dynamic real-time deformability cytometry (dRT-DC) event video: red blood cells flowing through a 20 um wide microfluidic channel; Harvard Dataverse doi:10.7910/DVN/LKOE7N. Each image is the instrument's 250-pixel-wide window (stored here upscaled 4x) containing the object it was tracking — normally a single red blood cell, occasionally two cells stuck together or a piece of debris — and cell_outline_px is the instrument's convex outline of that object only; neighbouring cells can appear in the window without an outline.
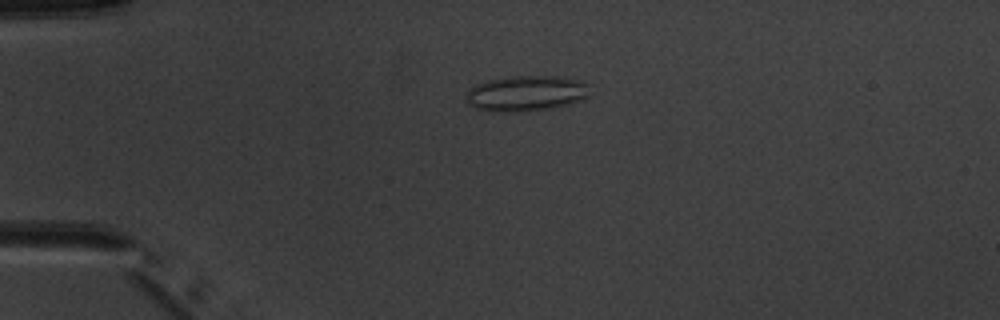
{"species": "common noctule bat (a hibernating species)", "species_latin": "Nyctalus noctula", "temperature_condition": "warm", "stored_images_in_passage": 4, "camera_frame_rate_fps": 3000, "um_per_image_px": 0.085, "animal": {"sex": "male", "body_mass_g": 20.1, "forearm_length_mm": 53.5}, "frame": {"image": 1, "passage_image": 3, "time_ms": 2.333, "image_size_px": [1000, 320], "cell_outline_px": [[588, 96], [580, 100], [564, 104], [544, 108], [520, 112], [492, 112], [476, 108], [468, 104], [464, 100], [464, 96], [468, 88], [476, 84], [488, 80], [512, 76], [560, 76], [584, 80], [588, 84]], "centroid_in_image_um": [44.65, 7.92], "position_along_channel_um": 40.3, "area_um2": 25.78}}